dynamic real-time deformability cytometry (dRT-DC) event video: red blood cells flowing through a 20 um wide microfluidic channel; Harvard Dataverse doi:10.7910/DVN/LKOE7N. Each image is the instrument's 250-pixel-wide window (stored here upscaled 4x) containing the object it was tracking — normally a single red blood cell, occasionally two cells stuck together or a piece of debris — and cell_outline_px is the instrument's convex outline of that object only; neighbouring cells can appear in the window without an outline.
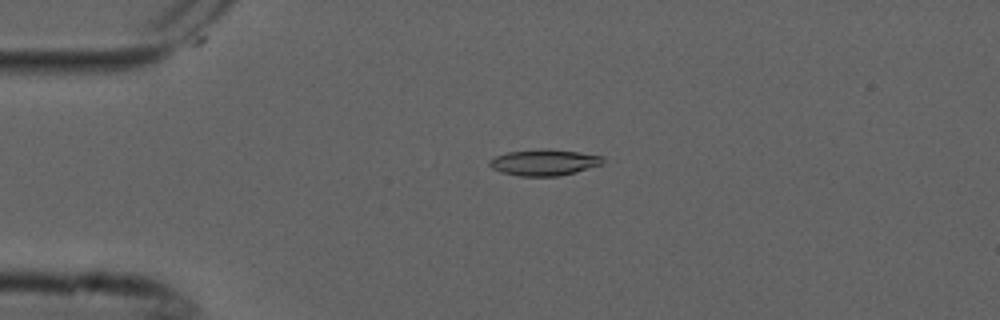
{"species": "common noctule bat (a hibernating species)", "species_latin": "Nyctalus noctula", "temperature_condition": "cold", "stored_images_in_passage": 6, "camera_frame_rate_fps": 3000, "um_per_image_px": 0.085, "animal": {"sex": "male", "forearm_length_mm": 52.5}, "frame": {"image": 1, "passage_image": 4, "time_ms": 1.0, "image_size_px": [1000, 320], "cell_outline_px": [[604, 164], [576, 172], [560, 176], [520, 176], [500, 172], [492, 168], [488, 164], [488, 160], [496, 156], [508, 152], [544, 148], [576, 152], [604, 156]], "centroid_in_image_um": [46.26, 13.81], "position_along_channel_um": 38.7, "area_um2": 17.4}}
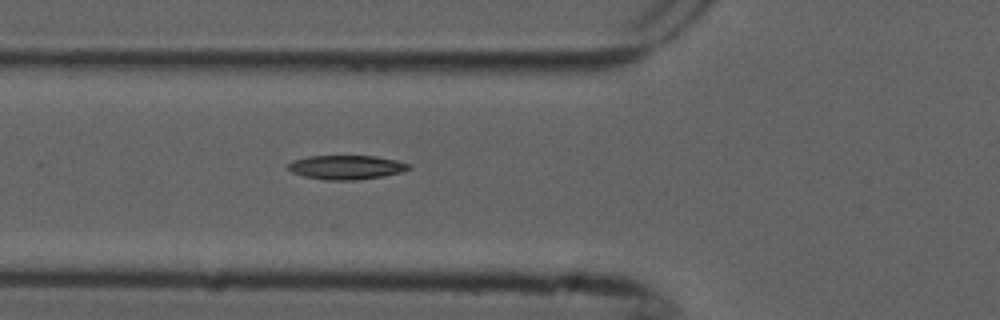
{"frame": {"image": 2, "passage_image": 6, "time_ms": 1.667, "image_size_px": [1000, 320], "cell_outline_px": [[412, 168], [400, 172], [384, 176], [356, 180], [328, 180], [304, 176], [292, 172], [288, 168], [288, 164], [292, 160], [308, 156], [376, 156], [396, 160], [408, 164]], "centroid_in_image_um": [29.43, 14.21], "position_along_channel_um": 96.4, "area_um2": 16.88}}